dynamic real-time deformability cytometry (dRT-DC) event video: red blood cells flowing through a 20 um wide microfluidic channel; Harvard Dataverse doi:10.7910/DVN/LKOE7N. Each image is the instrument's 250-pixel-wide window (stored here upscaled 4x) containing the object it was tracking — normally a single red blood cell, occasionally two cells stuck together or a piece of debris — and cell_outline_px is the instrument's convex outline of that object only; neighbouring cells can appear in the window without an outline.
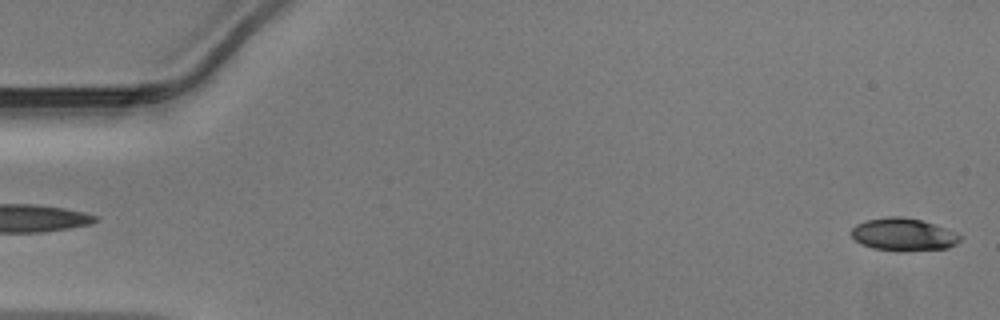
{"species": "Egyptian fruit bat (a non-hibernating species)", "species_latin": "Rousettus aegyptiacus", "temperature_condition": "warm", "stored_images_in_passage": 48, "camera_frame_rate_fps": 3000, "um_per_image_px": 0.085, "animal": {"sex": "male"}, "frame": {"image": 1, "passage_image": 1, "time_ms": 0.0, "image_size_px": [1000, 320], "cell_outline_px": [[964, 236], [956, 244], [948, 248], [872, 248], [860, 244], [852, 236], [852, 228], [856, 224], [864, 220], [888, 216], [900, 216], [920, 220], [956, 232]], "centroid_in_image_um": [76.77, 19.88], "position_along_channel_um": 8.2, "area_um2": 19.77}}
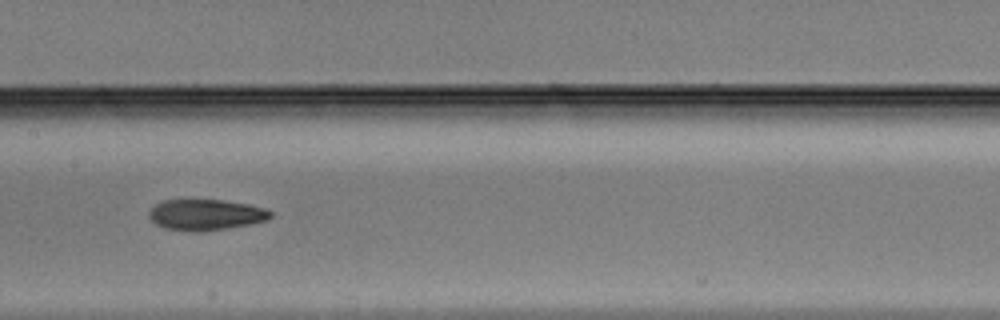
{"frame": {"image": 2, "passage_image": 24, "time_ms": 7.667, "image_size_px": [1000, 320], "cell_outline_px": [[272, 216], [268, 220], [252, 224], [204, 232], [188, 232], [168, 228], [156, 224], [148, 216], [148, 212], [156, 204], [164, 200], [224, 200], [248, 204], [268, 208], [272, 212]], "centroid_in_image_um": [17.54, 18.26], "position_along_channel_um": 189.9, "area_um2": 22.14}}
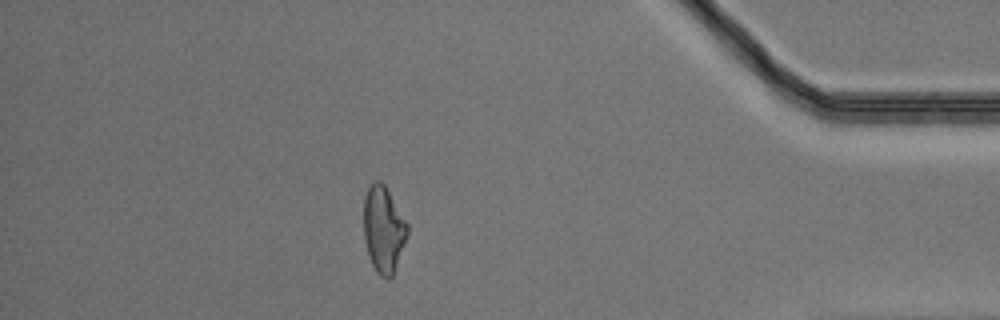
{"frame": {"image": 3, "passage_image": 42, "time_ms": 13.667, "image_size_px": [1000, 320], "cell_outline_px": [[408, 232], [392, 276], [388, 280], [380, 276], [376, 272], [368, 256], [364, 240], [364, 196], [368, 188], [376, 180], [380, 180], [384, 184], [408, 224]], "centroid_in_image_um": [32.58, 19.5], "position_along_channel_um": 402.6, "area_um2": 21.79}}